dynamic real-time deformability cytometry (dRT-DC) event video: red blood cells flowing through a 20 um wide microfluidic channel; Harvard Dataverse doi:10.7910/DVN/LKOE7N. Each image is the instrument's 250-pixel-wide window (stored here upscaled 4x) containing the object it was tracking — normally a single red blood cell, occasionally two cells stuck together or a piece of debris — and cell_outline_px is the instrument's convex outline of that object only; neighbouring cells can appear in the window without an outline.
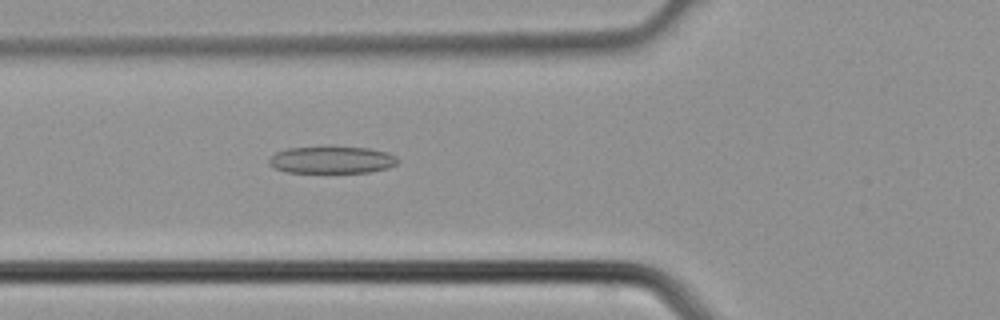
{"species": "common noctule bat (a hibernating species)", "species_latin": "Nyctalus noctula", "temperature_condition": "cold", "stored_images_in_passage": 3, "camera_frame_rate_fps": 3000, "um_per_image_px": 0.085, "animal": {"sex": "male", "body_mass_g": 21.5, "forearm_length_mm": 52.0}, "frame": {"image": 1, "passage_image": 3, "time_ms": 0.667, "image_size_px": [1000, 320], "cell_outline_px": [[400, 160], [396, 164], [388, 168], [368, 172], [288, 172], [276, 168], [268, 164], [268, 160], [276, 152], [288, 148], [328, 144], [368, 148], [388, 152], [396, 156]], "centroid_in_image_um": [28.22, 13.54], "position_along_channel_um": 97.6, "area_um2": 21.04}}